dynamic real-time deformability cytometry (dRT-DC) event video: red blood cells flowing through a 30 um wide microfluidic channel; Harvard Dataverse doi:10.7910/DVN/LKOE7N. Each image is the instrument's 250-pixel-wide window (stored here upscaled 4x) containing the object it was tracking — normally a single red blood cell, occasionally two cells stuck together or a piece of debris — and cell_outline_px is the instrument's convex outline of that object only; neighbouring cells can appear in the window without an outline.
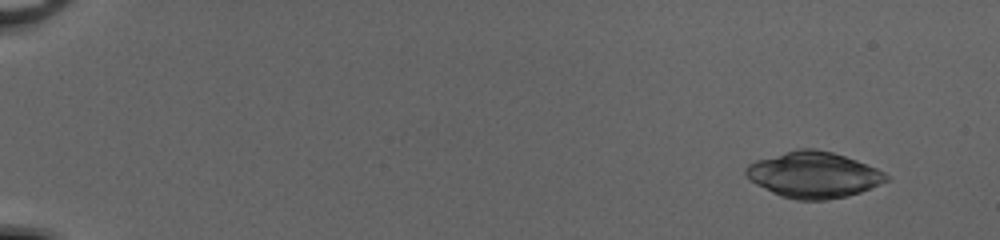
{"species": "common noctule bat (a hibernating species)", "species_latin": "Nyctalus noctula", "temperature_condition": "cold", "stored_images_in_passage": 53, "camera_frame_rate_fps": 3000, "um_per_image_px": 0.085, "animal": {"sex": "female", "body_mass_g": 20.0, "forearm_length_mm": 54.0}, "frame": {"image": 1, "passage_image": 5, "time_ms": 1.333, "image_size_px": [1000, 240], "cell_outline_px": [[888, 180], [860, 192], [848, 196], [824, 200], [796, 200], [780, 196], [756, 184], [744, 172], [744, 168], [748, 164], [756, 160], [800, 148], [812, 148], [832, 152], [856, 160], [876, 168], [884, 172], [888, 176]], "centroid_in_image_um": [69.14, 14.86], "position_along_channel_um": 15.9, "area_um2": 37.28}}
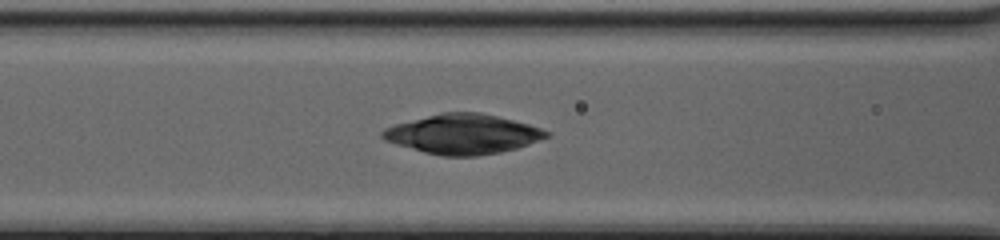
{"frame": {"image": 2, "passage_image": 25, "time_ms": 8.0, "image_size_px": [1000, 240], "cell_outline_px": [[552, 136], [516, 148], [500, 152], [476, 156], [444, 156], [424, 152], [396, 144], [384, 140], [380, 136], [380, 132], [384, 128], [396, 124], [444, 112], [480, 112], [528, 124], [552, 132]], "centroid_in_image_um": [39.36, 11.4], "position_along_channel_um": 127.2, "area_um2": 37.69}}
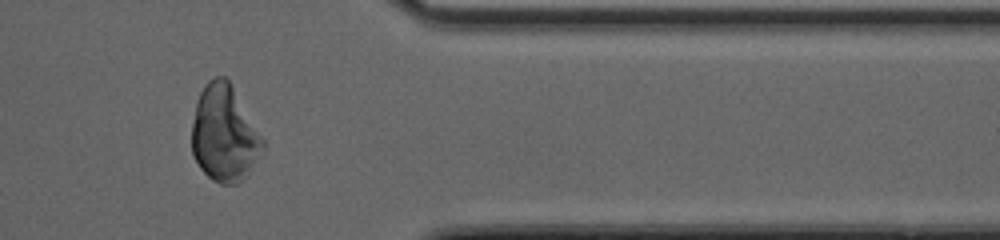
{"frame": {"image": 3, "passage_image": 45, "time_ms": 14.667, "image_size_px": [1000, 240], "cell_outline_px": [[264, 148], [240, 180], [236, 184], [220, 184], [212, 180], [200, 168], [192, 152], [192, 124], [196, 100], [204, 84], [208, 80], [216, 76], [224, 76], [228, 80], [264, 140]], "centroid_in_image_um": [19.02, 11.33], "position_along_channel_um": 392.4, "area_um2": 39.13}}